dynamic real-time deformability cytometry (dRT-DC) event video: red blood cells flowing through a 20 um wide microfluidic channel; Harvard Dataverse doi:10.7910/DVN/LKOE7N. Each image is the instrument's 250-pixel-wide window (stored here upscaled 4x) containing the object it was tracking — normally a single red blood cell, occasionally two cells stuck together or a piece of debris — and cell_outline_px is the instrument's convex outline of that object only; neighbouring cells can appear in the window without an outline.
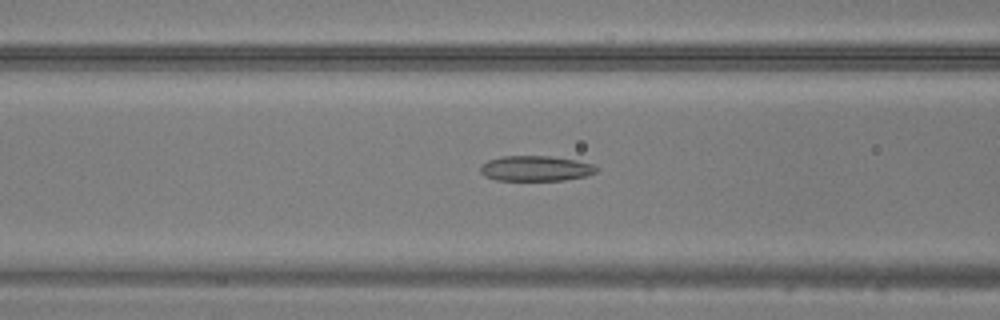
{"species": "common noctule bat (a hibernating species)", "species_latin": "Nyctalus noctula", "temperature_condition": "warm", "stored_images_in_passage": 49, "camera_frame_rate_fps": 3000, "um_per_image_px": 0.085, "animal": {"sex": "male", "body_mass_g": 20.5, "forearm_length_mm": 52.5}, "frame": {"image": 1, "passage_image": 20, "time_ms": 6.333, "image_size_px": [1000, 320], "cell_outline_px": [[600, 168], [596, 172], [584, 176], [564, 180], [496, 180], [480, 172], [480, 164], [488, 160], [504, 156], [552, 156], [576, 160], [592, 164]], "centroid_in_image_um": [45.54, 14.31], "position_along_channel_um": 121.1, "area_um2": 17.05}}
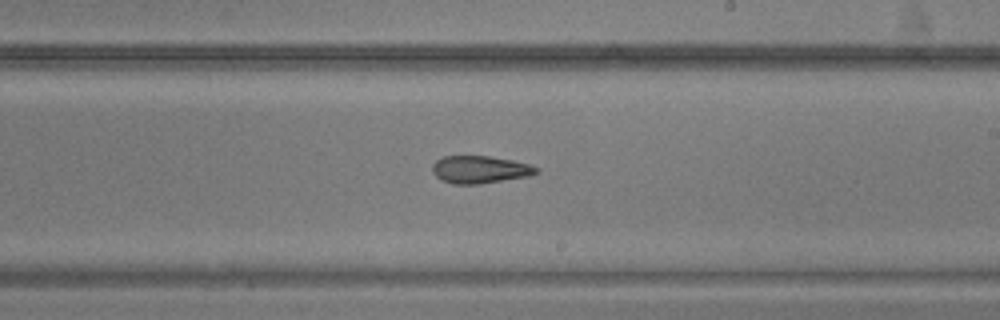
{"frame": {"image": 2, "passage_image": 29, "time_ms": 9.333, "image_size_px": [1000, 320], "cell_outline_px": [[540, 172], [528, 176], [480, 184], [452, 184], [436, 176], [432, 172], [432, 164], [436, 160], [444, 156], [488, 156], [512, 160], [528, 164], [540, 168]], "centroid_in_image_um": [40.8, 14.41], "position_along_channel_um": 248.2, "area_um2": 16.65}}
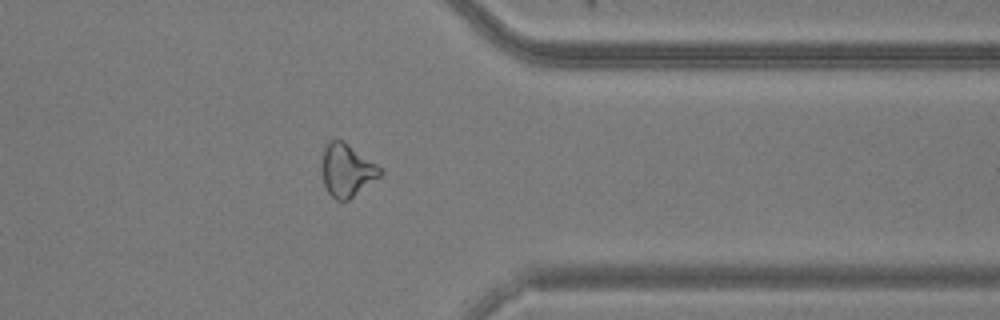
{"frame": {"image": 3, "passage_image": 39, "time_ms": 12.667, "image_size_px": [1000, 320], "cell_outline_px": [[384, 172], [380, 176], [348, 200], [336, 200], [328, 192], [324, 184], [324, 144], [328, 140], [344, 140], [376, 164]], "centroid_in_image_um": [29.5, 14.45], "position_along_channel_um": 381.9, "area_um2": 17.46}}